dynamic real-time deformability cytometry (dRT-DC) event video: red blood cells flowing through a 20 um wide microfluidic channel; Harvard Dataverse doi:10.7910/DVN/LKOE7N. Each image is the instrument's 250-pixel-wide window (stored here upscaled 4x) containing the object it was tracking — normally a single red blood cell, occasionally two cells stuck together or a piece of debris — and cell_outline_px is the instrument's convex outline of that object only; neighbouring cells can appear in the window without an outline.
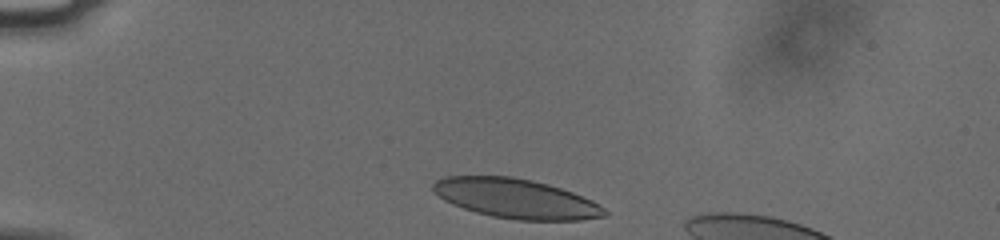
{"species": "human", "species_latin": "Homo sapiens", "temperature_condition": "cold", "stored_images_in_passage": 5, "camera_frame_rate_fps": 3000, "um_per_image_px": 0.085, "donor": {"sex": "male"}, "frame": {"image": 1, "passage_image": 1, "time_ms": 0.0, "image_size_px": [1000, 240], "cell_outline_px": [[608, 212], [604, 216], [580, 220], [516, 220], [492, 216], [476, 212], [452, 204], [444, 200], [432, 192], [432, 184], [436, 180], [444, 176], [512, 176], [532, 180], [548, 184], [572, 192], [592, 200], [600, 204]], "centroid_in_image_um": [43.83, 16.87], "position_along_channel_um": 41.2, "area_um2": 39.59}}
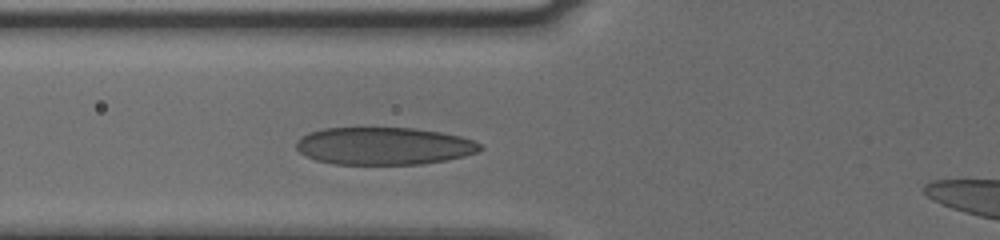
{"frame": {"image": 2, "passage_image": 5, "time_ms": 1.333, "image_size_px": [1000, 240], "cell_outline_px": [[484, 148], [480, 152], [448, 160], [420, 164], [332, 164], [316, 160], [304, 156], [296, 148], [296, 140], [308, 132], [324, 128], [412, 128], [440, 132], [460, 136], [472, 140], [480, 144]], "centroid_in_image_um": [32.62, 12.41], "position_along_channel_um": 93.2, "area_um2": 40.4}}